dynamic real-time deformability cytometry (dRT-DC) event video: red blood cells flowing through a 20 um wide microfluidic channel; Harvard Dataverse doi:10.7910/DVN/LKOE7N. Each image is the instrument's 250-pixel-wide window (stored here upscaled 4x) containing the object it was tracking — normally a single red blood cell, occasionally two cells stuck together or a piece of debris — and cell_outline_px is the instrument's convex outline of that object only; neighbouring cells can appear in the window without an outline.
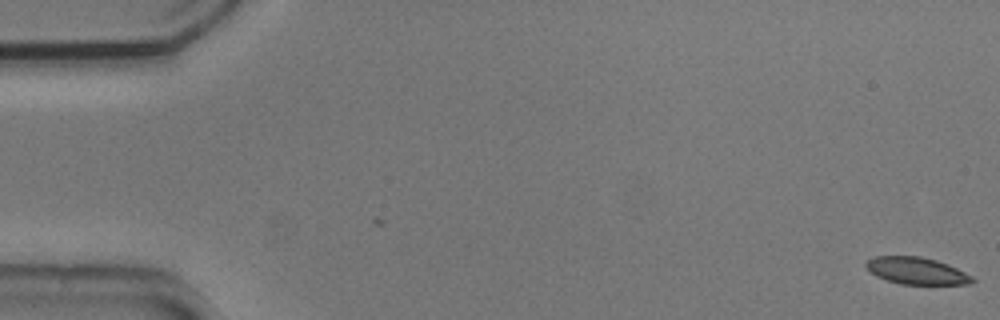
{"species": "common noctule bat (a hibernating species)", "species_latin": "Nyctalus noctula", "temperature_condition": "cold", "stored_images_in_passage": 2, "camera_frame_rate_fps": 3000, "um_per_image_px": 0.085, "animal": {"sex": "male", "body_mass_g": 20.5, "forearm_length_mm": 52.5}, "frame": {"image": 1, "passage_image": 2, "time_ms": 0.333, "image_size_px": [1000, 320], "cell_outline_px": [[976, 280], [968, 284], [900, 284], [876, 276], [864, 264], [868, 260], [876, 256], [920, 256], [936, 260], [948, 264], [972, 276]], "centroid_in_image_um": [77.92, 23.01], "position_along_channel_um": 7.1, "area_um2": 16.53}}